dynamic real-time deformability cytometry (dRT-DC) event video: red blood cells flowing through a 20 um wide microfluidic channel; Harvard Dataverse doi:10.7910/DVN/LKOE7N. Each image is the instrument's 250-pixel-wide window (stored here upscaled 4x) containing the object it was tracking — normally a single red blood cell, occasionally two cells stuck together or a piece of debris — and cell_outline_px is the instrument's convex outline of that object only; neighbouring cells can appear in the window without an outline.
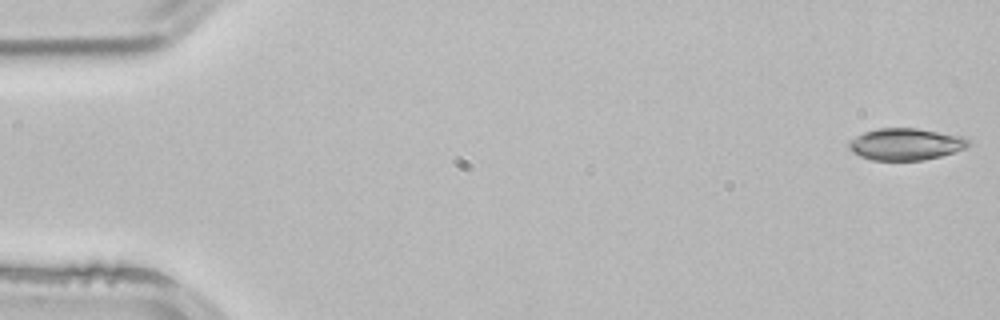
{"species": "common noctule bat (a hibernating species)", "species_latin": "Nyctalus noctula", "temperature_condition": "room temperature", "stored_images_in_passage": 52, "camera_frame_rate_fps": 3000, "um_per_image_px": 0.085, "animal": {"sex": "male", "body_mass_g": 21.5, "forearm_length_mm": 52.0}, "frame": {"image": 1, "passage_image": 1, "time_ms": 0.0, "image_size_px": [1000, 320], "cell_outline_px": [[972, 144], [968, 148], [940, 156], [924, 160], [872, 160], [860, 156], [852, 152], [848, 148], [848, 140], [864, 132], [880, 128], [916, 128], [960, 136], [968, 140]], "centroid_in_image_um": [76.96, 12.26], "position_along_channel_um": 8.0, "area_um2": 22.2}}
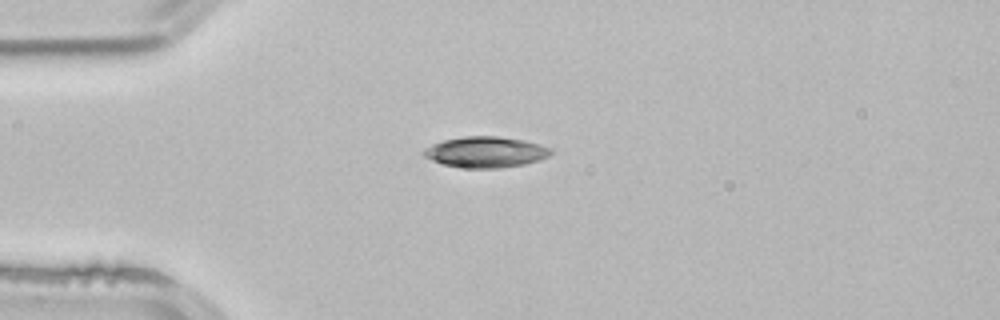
{"frame": {"image": 2, "passage_image": 13, "time_ms": 4.0, "image_size_px": [1000, 320], "cell_outline_px": [[552, 152], [548, 156], [524, 164], [496, 168], [468, 168], [444, 164], [432, 160], [424, 156], [424, 148], [432, 144], [444, 140], [464, 136], [496, 136], [524, 140], [540, 144], [552, 148]], "centroid_in_image_um": [41.28, 12.91], "position_along_channel_um": 43.7, "area_um2": 22.6}}
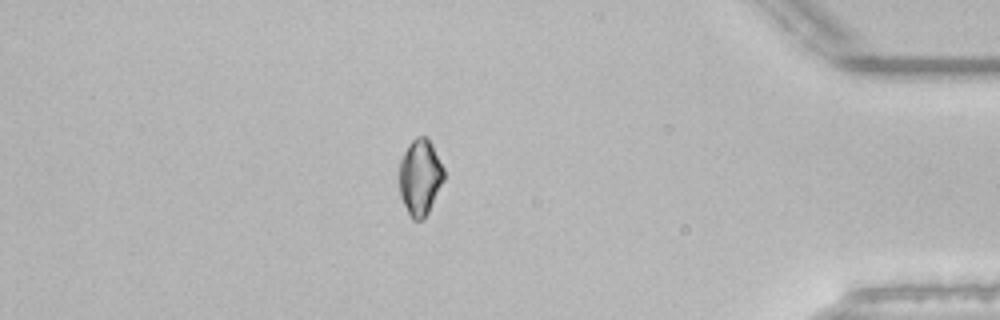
{"frame": {"image": 3, "passage_image": 45, "time_ms": 14.667, "image_size_px": [1000, 320], "cell_outline_px": [[444, 180], [424, 220], [412, 220], [400, 196], [396, 184], [396, 176], [400, 160], [408, 144], [416, 136], [428, 136], [444, 168]], "centroid_in_image_um": [35.66, 15.05], "position_along_channel_um": 399.5, "area_um2": 20.4}}